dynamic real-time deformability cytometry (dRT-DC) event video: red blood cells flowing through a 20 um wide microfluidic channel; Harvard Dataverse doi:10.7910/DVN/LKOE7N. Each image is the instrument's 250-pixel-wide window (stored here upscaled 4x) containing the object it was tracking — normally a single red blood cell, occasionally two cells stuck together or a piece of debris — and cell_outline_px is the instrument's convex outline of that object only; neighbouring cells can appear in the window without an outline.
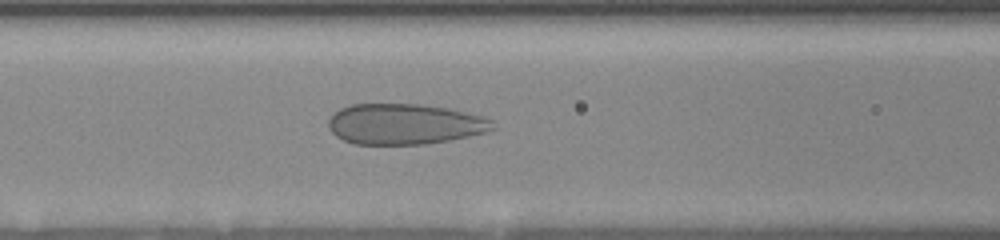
{"species": "human", "species_latin": "Homo sapiens", "temperature_condition": "room temperature", "stored_images_in_passage": 23, "camera_frame_rate_fps": 3000, "um_per_image_px": 0.085, "donor": {"sex": "female"}, "frame": {"image": 1, "passage_image": 12, "time_ms": 4.0, "image_size_px": [1000, 240], "cell_outline_px": [[496, 128], [488, 132], [448, 140], [424, 144], [356, 144], [344, 140], [336, 136], [328, 128], [328, 120], [340, 108], [352, 104], [420, 104], [448, 108], [468, 112], [484, 116], [492, 120]], "centroid_in_image_um": [34.42, 10.54], "position_along_channel_um": 132.2, "area_um2": 39.02}}
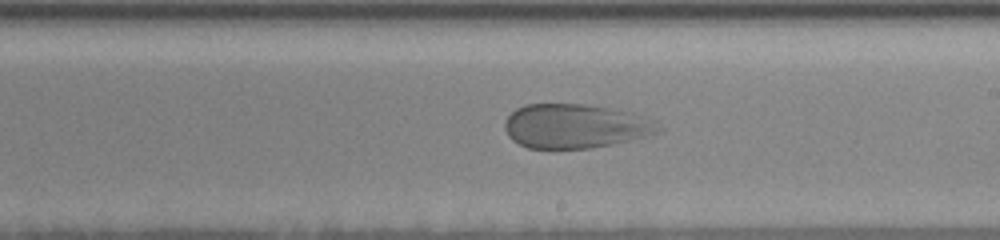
{"frame": {"image": 2, "passage_image": 18, "time_ms": 7.0, "image_size_px": [1000, 240], "cell_outline_px": [[664, 128], [660, 132], [612, 144], [588, 148], [528, 148], [512, 140], [508, 136], [504, 128], [504, 120], [516, 108], [524, 104], [584, 104], [632, 112], [656, 120]], "centroid_in_image_um": [48.9, 10.71], "position_along_channel_um": 240.1, "area_um2": 39.71}}
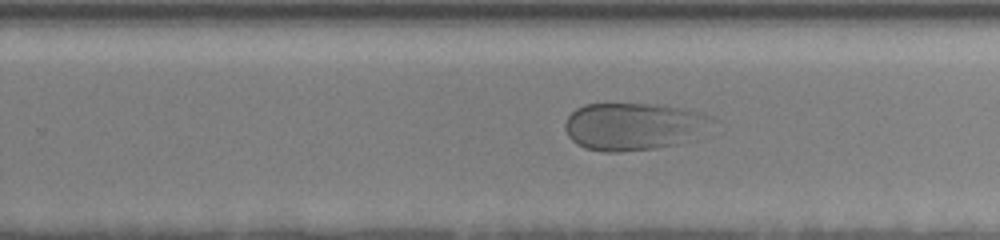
{"frame": {"image": 3, "passage_image": 22, "time_ms": 8.0, "image_size_px": [1000, 240], "cell_outline_px": [[720, 120], [676, 144], [656, 148], [620, 152], [604, 152], [584, 148], [576, 144], [568, 136], [564, 128], [564, 124], [568, 116], [576, 108], [584, 104], [656, 104], [684, 108], [716, 116]], "centroid_in_image_um": [53.82, 10.73], "position_along_channel_um": 276.0, "area_um2": 40.75}}